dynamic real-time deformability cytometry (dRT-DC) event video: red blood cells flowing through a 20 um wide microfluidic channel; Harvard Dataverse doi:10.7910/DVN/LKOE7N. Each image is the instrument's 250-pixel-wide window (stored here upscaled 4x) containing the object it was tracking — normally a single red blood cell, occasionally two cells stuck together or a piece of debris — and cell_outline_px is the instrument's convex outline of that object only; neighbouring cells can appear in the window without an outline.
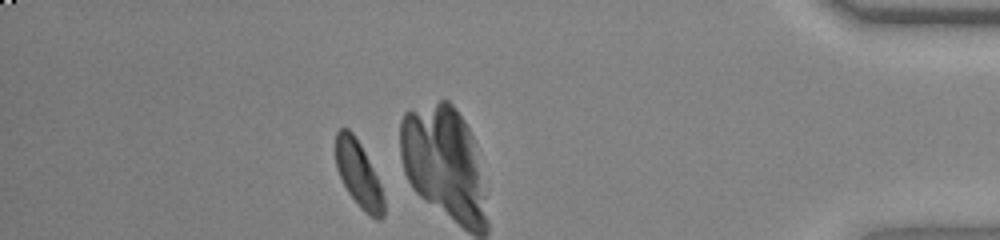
{"species": "common noctule bat (a hibernating species)", "species_latin": "Nyctalus noctula", "temperature_condition": "warm", "stored_images_in_passage": 46, "camera_frame_rate_fps": 3000, "um_per_image_px": 0.085, "animal": {"sex": "female", "body_mass_g": 23.0, "forearm_length_mm": 53.4}, "frame": {"image": 1, "passage_image": 40, "time_ms": 13.0, "image_size_px": [1000, 240], "cell_outline_px": [[384, 216], [380, 220], [376, 220], [368, 216], [360, 208], [348, 192], [336, 168], [336, 132], [340, 128], [348, 128], [352, 132], [360, 144], [380, 184], [384, 196]], "centroid_in_image_um": [30.48, 14.86], "position_along_channel_um": 404.7, "area_um2": 18.38}, "authors_computed_cell_mechanics": {"area_um2": 19.7676, "velocity_mm_per_s": 3.8271, "shape_relaxation_time_tau1_ms": 1.9163, "shape_relaxation_time_tau2_ms": null, "deformation_change_tau1": 0.1097, "deformation_change_tau2": null}}